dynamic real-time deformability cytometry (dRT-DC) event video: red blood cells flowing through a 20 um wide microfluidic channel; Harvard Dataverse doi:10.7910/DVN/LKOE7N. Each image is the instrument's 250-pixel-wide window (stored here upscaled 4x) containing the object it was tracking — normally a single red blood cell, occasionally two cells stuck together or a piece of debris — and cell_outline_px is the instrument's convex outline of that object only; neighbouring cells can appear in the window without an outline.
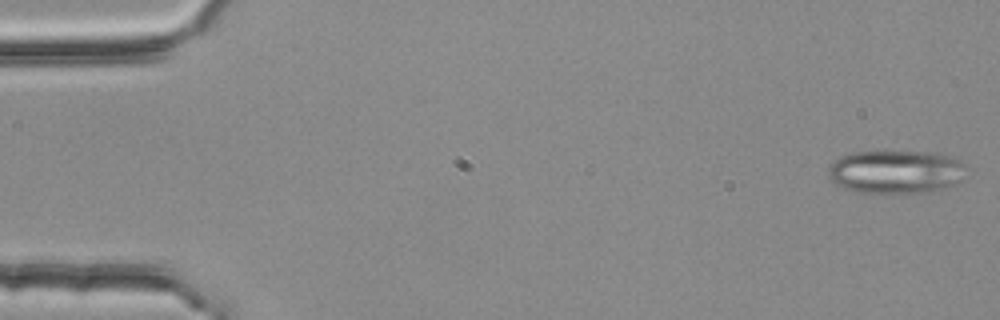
{"species": "common noctule bat (a hibernating species)", "species_latin": "Nyctalus noctula", "temperature_condition": "room temperature", "stored_images_in_passage": 53, "segment_of_instrument_passage": [1, 2], "camera_frame_rate_fps": 3000, "um_per_image_px": 0.085, "animal": {"sex": "female", "body_mass_g": 25.1}, "frame": {"image": 1, "passage_image": 1, "time_ms": 0.0, "image_size_px": [1000, 320], "cell_outline_px": [[968, 164], [960, 180], [956, 184], [944, 188], [928, 192], [860, 192], [844, 188], [836, 184], [828, 176], [828, 168], [840, 156], [852, 152], [932, 152], [948, 156]], "centroid_in_image_um": [76.16, 14.6], "position_along_channel_um": 8.8, "area_um2": 34.56}}